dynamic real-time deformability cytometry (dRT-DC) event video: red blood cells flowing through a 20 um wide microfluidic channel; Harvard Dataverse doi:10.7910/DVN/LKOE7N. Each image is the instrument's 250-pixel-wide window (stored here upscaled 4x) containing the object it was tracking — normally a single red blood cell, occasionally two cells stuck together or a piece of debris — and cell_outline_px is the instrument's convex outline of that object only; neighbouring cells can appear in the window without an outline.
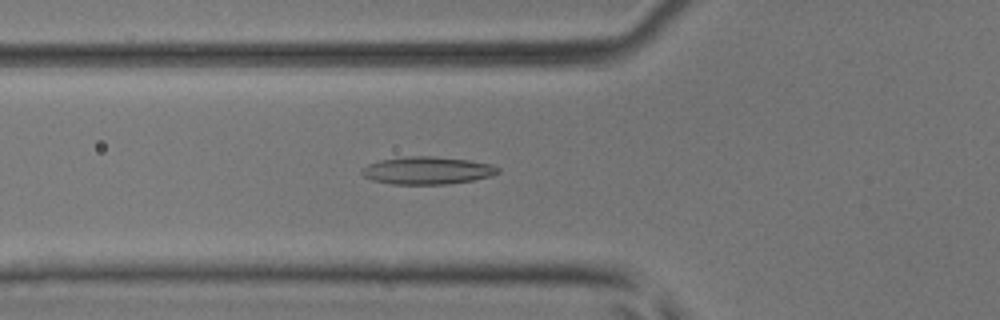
{"species": "common noctule bat (a hibernating species)", "species_latin": "Nyctalus noctula", "temperature_condition": "room temperature", "stored_images_in_passage": 50, "camera_frame_rate_fps": 3000, "um_per_image_px": 0.085, "animal": {"sex": "male", "body_mass_g": 17.9, "forearm_length_mm": 54.2}, "frame": {"image": 1, "passage_image": 18, "time_ms": 5.667, "image_size_px": [1000, 320], "cell_outline_px": [[500, 172], [492, 176], [472, 180], [448, 184], [392, 184], [372, 180], [364, 176], [360, 172], [360, 168], [368, 164], [380, 160], [408, 156], [432, 156], [468, 160], [492, 164], [500, 168]], "centroid_in_image_um": [36.31, 14.49], "position_along_channel_um": 89.5, "area_um2": 21.96}}
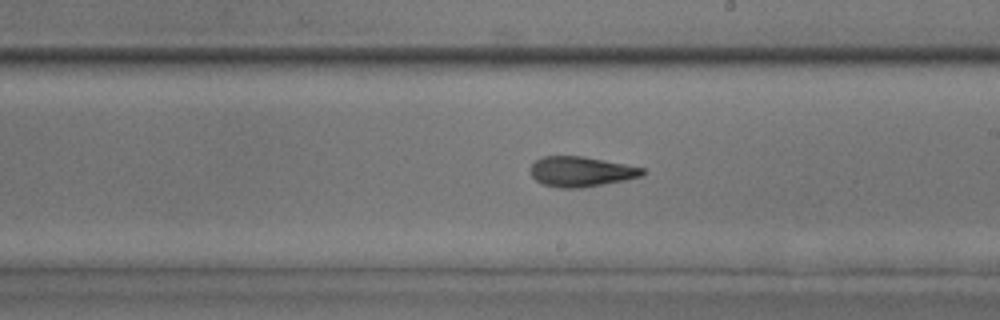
{"frame": {"image": 2, "passage_image": 29, "time_ms": 9.333, "image_size_px": [1000, 320], "cell_outline_px": [[644, 172], [640, 176], [624, 180], [580, 188], [560, 188], [544, 184], [536, 180], [532, 176], [528, 168], [540, 156], [584, 156], [644, 168]], "centroid_in_image_um": [49.33, 14.57], "position_along_channel_um": 239.7, "area_um2": 19.54}}
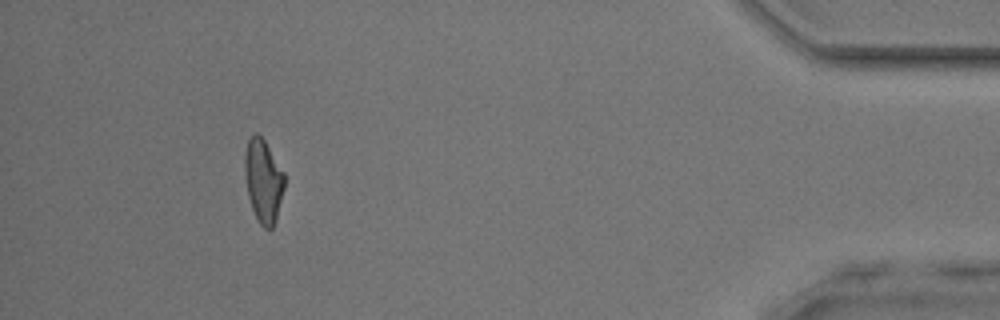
{"frame": {"image": 3, "passage_image": 46, "time_ms": 15.0, "image_size_px": [1000, 320], "cell_outline_px": [[284, 188], [276, 220], [272, 228], [264, 228], [260, 224], [252, 208], [248, 196], [244, 172], [244, 156], [248, 140], [256, 132], [264, 140], [284, 172]], "centroid_in_image_um": [22.37, 15.37], "position_along_channel_um": 412.8, "area_um2": 19.07}, "authors_computed_cell_mechanics": {"area_um2": 20.0566, "velocity_mm_per_s": 4.107, "shape_relaxation_time_tau1_ms": null, "shape_relaxation_time_tau2_ms": 2.9167, "deformation_change_tau1": null, "deformation_change_tau2": 0.12}}